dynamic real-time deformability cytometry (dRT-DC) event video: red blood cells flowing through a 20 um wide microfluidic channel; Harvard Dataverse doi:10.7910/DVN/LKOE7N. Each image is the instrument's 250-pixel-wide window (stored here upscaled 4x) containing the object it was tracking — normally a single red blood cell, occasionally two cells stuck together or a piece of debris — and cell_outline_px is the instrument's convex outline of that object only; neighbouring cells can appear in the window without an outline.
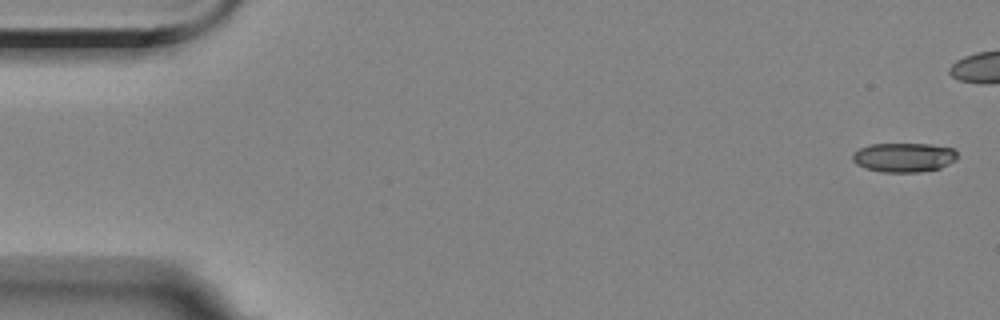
{"species": "Egyptian fruit bat (a non-hibernating species)", "species_latin": "Rousettus aegyptiacus", "temperature_condition": "room temperature", "stored_images_in_passage": 7, "camera_frame_rate_fps": 3000, "um_per_image_px": 0.085, "animal": {"sex": "female"}, "frame": {"image": 1, "passage_image": 1, "time_ms": 0.0, "image_size_px": [1000, 320], "cell_outline_px": [[956, 160], [940, 168], [920, 172], [880, 172], [864, 168], [856, 164], [852, 160], [852, 152], [868, 144], [932, 144], [952, 148], [956, 152]], "centroid_in_image_um": [76.79, 13.38], "position_along_channel_um": 8.2, "area_um2": 18.03}}
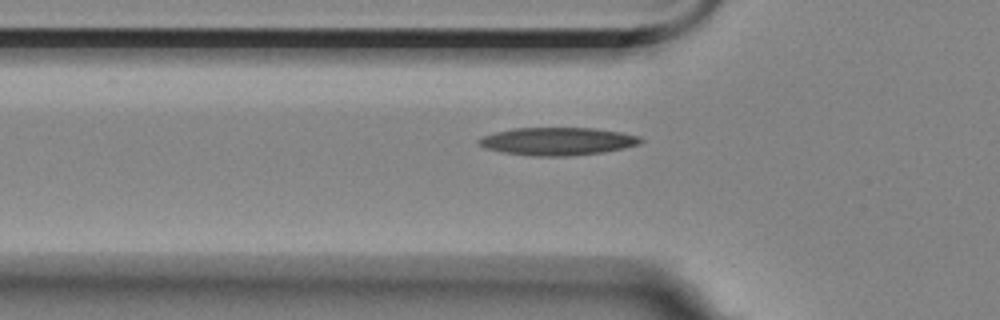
{"frame": {"image": 2, "passage_image": 7, "time_ms": 7.333, "image_size_px": [1000, 320], "cell_outline_px": [[644, 140], [640, 144], [624, 148], [604, 152], [568, 156], [536, 156], [504, 152], [488, 148], [480, 144], [476, 140], [484, 136], [496, 132], [512, 128], [596, 128], [620, 132], [640, 136]], "centroid_in_image_um": [47.45, 12.0], "position_along_channel_um": 78.3, "area_um2": 26.07}}